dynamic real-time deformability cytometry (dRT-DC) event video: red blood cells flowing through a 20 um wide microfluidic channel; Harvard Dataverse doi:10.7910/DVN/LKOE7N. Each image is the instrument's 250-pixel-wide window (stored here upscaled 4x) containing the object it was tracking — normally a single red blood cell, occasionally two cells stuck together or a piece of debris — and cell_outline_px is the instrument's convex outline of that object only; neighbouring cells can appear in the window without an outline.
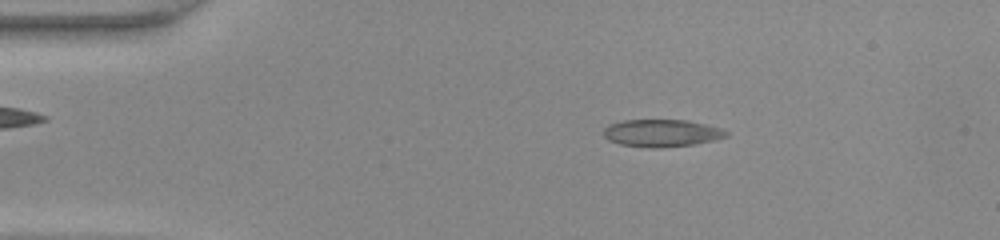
{"species": "common noctule bat (a hibernating species)", "species_latin": "Nyctalus noctula", "temperature_condition": "warm", "stored_images_in_passage": 46, "camera_frame_rate_fps": 3000, "um_per_image_px": 0.085, "animal": {"sex": "female", "body_mass_g": 22.0, "forearm_length_mm": 56.7}, "frame": {"image": 1, "passage_image": 8, "time_ms": 2.333, "image_size_px": [1000, 240], "cell_outline_px": [[728, 136], [716, 140], [696, 144], [660, 148], [652, 148], [620, 144], [608, 140], [604, 136], [604, 128], [608, 124], [624, 120], [688, 120], [720, 128], [728, 132]], "centroid_in_image_um": [56.25, 11.31], "position_along_channel_um": 28.8, "area_um2": 19.65}}
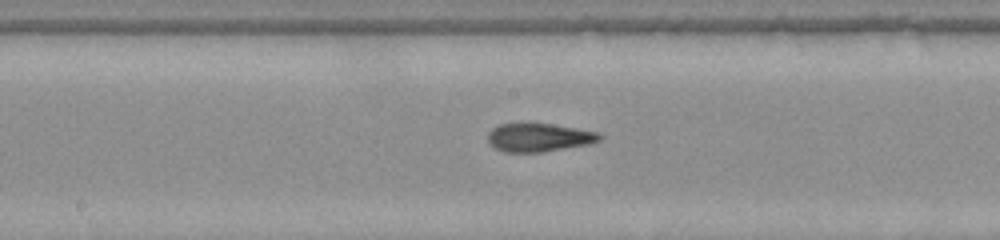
{"frame": {"image": 2, "passage_image": 24, "time_ms": 7.667, "image_size_px": [1000, 240], "cell_outline_px": [[604, 136], [600, 140], [592, 144], [544, 152], [504, 152], [496, 148], [488, 140], [488, 132], [492, 128], [500, 124], [548, 124], [576, 128], [596, 132]], "centroid_in_image_um": [45.84, 11.7], "position_along_channel_um": 202.4, "area_um2": 18.38}}
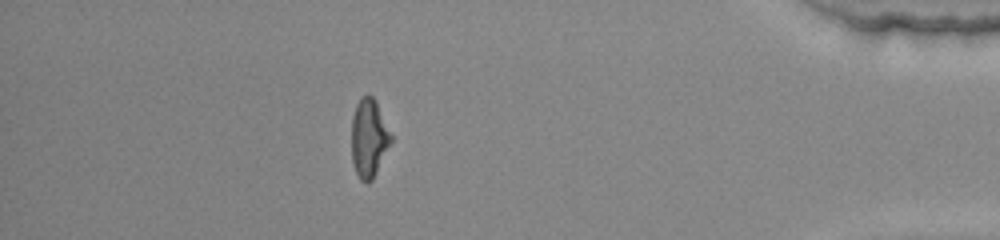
{"frame": {"image": 3, "passage_image": 41, "time_ms": 13.333, "image_size_px": [1000, 240], "cell_outline_px": [[392, 140], [372, 180], [368, 184], [360, 180], [356, 172], [352, 160], [352, 116], [356, 104], [360, 96], [368, 92], [376, 100], [392, 136]], "centroid_in_image_um": [31.35, 11.69], "position_along_channel_um": 403.9, "area_um2": 18.09}}